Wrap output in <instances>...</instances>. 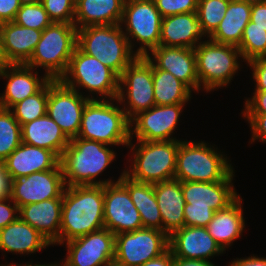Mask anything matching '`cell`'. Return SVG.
Segmentation results:
<instances>
[{"label": "cell", "instance_id": "obj_32", "mask_svg": "<svg viewBox=\"0 0 266 266\" xmlns=\"http://www.w3.org/2000/svg\"><path fill=\"white\" fill-rule=\"evenodd\" d=\"M250 17L251 4L230 0L224 18L208 38L216 43L238 47Z\"/></svg>", "mask_w": 266, "mask_h": 266}, {"label": "cell", "instance_id": "obj_48", "mask_svg": "<svg viewBox=\"0 0 266 266\" xmlns=\"http://www.w3.org/2000/svg\"><path fill=\"white\" fill-rule=\"evenodd\" d=\"M11 179L5 169V165L0 161V199L9 196Z\"/></svg>", "mask_w": 266, "mask_h": 266}, {"label": "cell", "instance_id": "obj_9", "mask_svg": "<svg viewBox=\"0 0 266 266\" xmlns=\"http://www.w3.org/2000/svg\"><path fill=\"white\" fill-rule=\"evenodd\" d=\"M200 90L210 92L228 86L240 69L238 47L209 40L201 41L194 49ZM202 84V85H201Z\"/></svg>", "mask_w": 266, "mask_h": 266}, {"label": "cell", "instance_id": "obj_29", "mask_svg": "<svg viewBox=\"0 0 266 266\" xmlns=\"http://www.w3.org/2000/svg\"><path fill=\"white\" fill-rule=\"evenodd\" d=\"M124 2L125 0H76L73 24L77 29L86 26L118 25L123 16Z\"/></svg>", "mask_w": 266, "mask_h": 266}, {"label": "cell", "instance_id": "obj_22", "mask_svg": "<svg viewBox=\"0 0 266 266\" xmlns=\"http://www.w3.org/2000/svg\"><path fill=\"white\" fill-rule=\"evenodd\" d=\"M3 163L11 180L34 172L62 169L60 158L53 151L26 143H21Z\"/></svg>", "mask_w": 266, "mask_h": 266}, {"label": "cell", "instance_id": "obj_15", "mask_svg": "<svg viewBox=\"0 0 266 266\" xmlns=\"http://www.w3.org/2000/svg\"><path fill=\"white\" fill-rule=\"evenodd\" d=\"M115 234L107 228L66 242L69 266H107L114 262Z\"/></svg>", "mask_w": 266, "mask_h": 266}, {"label": "cell", "instance_id": "obj_42", "mask_svg": "<svg viewBox=\"0 0 266 266\" xmlns=\"http://www.w3.org/2000/svg\"><path fill=\"white\" fill-rule=\"evenodd\" d=\"M18 215L19 207L9 196L0 199V229L15 221Z\"/></svg>", "mask_w": 266, "mask_h": 266}, {"label": "cell", "instance_id": "obj_51", "mask_svg": "<svg viewBox=\"0 0 266 266\" xmlns=\"http://www.w3.org/2000/svg\"><path fill=\"white\" fill-rule=\"evenodd\" d=\"M174 266H216L209 260H188L174 257Z\"/></svg>", "mask_w": 266, "mask_h": 266}, {"label": "cell", "instance_id": "obj_44", "mask_svg": "<svg viewBox=\"0 0 266 266\" xmlns=\"http://www.w3.org/2000/svg\"><path fill=\"white\" fill-rule=\"evenodd\" d=\"M253 71L255 91H266V57H260L247 62Z\"/></svg>", "mask_w": 266, "mask_h": 266}, {"label": "cell", "instance_id": "obj_40", "mask_svg": "<svg viewBox=\"0 0 266 266\" xmlns=\"http://www.w3.org/2000/svg\"><path fill=\"white\" fill-rule=\"evenodd\" d=\"M162 18L182 13L197 12L198 0H154Z\"/></svg>", "mask_w": 266, "mask_h": 266}, {"label": "cell", "instance_id": "obj_53", "mask_svg": "<svg viewBox=\"0 0 266 266\" xmlns=\"http://www.w3.org/2000/svg\"><path fill=\"white\" fill-rule=\"evenodd\" d=\"M0 266H4V265L2 264V265H0ZM5 266H48V264H47V265H46V264H35V265H32V263H29V264L27 263V264H25V265H24V264H22V265L20 264V265H19V264H17V263H15V264L12 263V264H7V265H5Z\"/></svg>", "mask_w": 266, "mask_h": 266}, {"label": "cell", "instance_id": "obj_38", "mask_svg": "<svg viewBox=\"0 0 266 266\" xmlns=\"http://www.w3.org/2000/svg\"><path fill=\"white\" fill-rule=\"evenodd\" d=\"M17 25L43 31L53 21L49 18L42 3L21 5L14 19Z\"/></svg>", "mask_w": 266, "mask_h": 266}, {"label": "cell", "instance_id": "obj_50", "mask_svg": "<svg viewBox=\"0 0 266 266\" xmlns=\"http://www.w3.org/2000/svg\"><path fill=\"white\" fill-rule=\"evenodd\" d=\"M229 266H266V258L249 256L247 258L234 259Z\"/></svg>", "mask_w": 266, "mask_h": 266}, {"label": "cell", "instance_id": "obj_23", "mask_svg": "<svg viewBox=\"0 0 266 266\" xmlns=\"http://www.w3.org/2000/svg\"><path fill=\"white\" fill-rule=\"evenodd\" d=\"M204 36L197 12L176 14L162 18L159 45L195 49Z\"/></svg>", "mask_w": 266, "mask_h": 266}, {"label": "cell", "instance_id": "obj_27", "mask_svg": "<svg viewBox=\"0 0 266 266\" xmlns=\"http://www.w3.org/2000/svg\"><path fill=\"white\" fill-rule=\"evenodd\" d=\"M22 143L53 151L59 158L62 156L70 139L59 125L47 113L21 126Z\"/></svg>", "mask_w": 266, "mask_h": 266}, {"label": "cell", "instance_id": "obj_2", "mask_svg": "<svg viewBox=\"0 0 266 266\" xmlns=\"http://www.w3.org/2000/svg\"><path fill=\"white\" fill-rule=\"evenodd\" d=\"M116 153L102 142L79 137L70 139L60 157V165L66 186L101 185L114 183L112 179L96 180V177L113 162Z\"/></svg>", "mask_w": 266, "mask_h": 266}, {"label": "cell", "instance_id": "obj_45", "mask_svg": "<svg viewBox=\"0 0 266 266\" xmlns=\"http://www.w3.org/2000/svg\"><path fill=\"white\" fill-rule=\"evenodd\" d=\"M242 114H266V91H255L251 99H246Z\"/></svg>", "mask_w": 266, "mask_h": 266}, {"label": "cell", "instance_id": "obj_20", "mask_svg": "<svg viewBox=\"0 0 266 266\" xmlns=\"http://www.w3.org/2000/svg\"><path fill=\"white\" fill-rule=\"evenodd\" d=\"M234 171L219 182H181L185 203L190 207H211L215 212L227 208L239 195L232 181Z\"/></svg>", "mask_w": 266, "mask_h": 266}, {"label": "cell", "instance_id": "obj_5", "mask_svg": "<svg viewBox=\"0 0 266 266\" xmlns=\"http://www.w3.org/2000/svg\"><path fill=\"white\" fill-rule=\"evenodd\" d=\"M207 144L204 141L180 142L174 179L180 182H219L233 172L227 156Z\"/></svg>", "mask_w": 266, "mask_h": 266}, {"label": "cell", "instance_id": "obj_18", "mask_svg": "<svg viewBox=\"0 0 266 266\" xmlns=\"http://www.w3.org/2000/svg\"><path fill=\"white\" fill-rule=\"evenodd\" d=\"M145 57L157 69L170 72L191 91L199 92L200 84L194 49L159 45Z\"/></svg>", "mask_w": 266, "mask_h": 266}, {"label": "cell", "instance_id": "obj_34", "mask_svg": "<svg viewBox=\"0 0 266 266\" xmlns=\"http://www.w3.org/2000/svg\"><path fill=\"white\" fill-rule=\"evenodd\" d=\"M49 81L36 93L13 105L9 110L22 126L46 114Z\"/></svg>", "mask_w": 266, "mask_h": 266}, {"label": "cell", "instance_id": "obj_14", "mask_svg": "<svg viewBox=\"0 0 266 266\" xmlns=\"http://www.w3.org/2000/svg\"><path fill=\"white\" fill-rule=\"evenodd\" d=\"M184 105H154L138 113L130 120V140L132 136L141 141L177 140L171 135L174 134Z\"/></svg>", "mask_w": 266, "mask_h": 266}, {"label": "cell", "instance_id": "obj_47", "mask_svg": "<svg viewBox=\"0 0 266 266\" xmlns=\"http://www.w3.org/2000/svg\"><path fill=\"white\" fill-rule=\"evenodd\" d=\"M252 26H258L266 29V2L251 4Z\"/></svg>", "mask_w": 266, "mask_h": 266}, {"label": "cell", "instance_id": "obj_21", "mask_svg": "<svg viewBox=\"0 0 266 266\" xmlns=\"http://www.w3.org/2000/svg\"><path fill=\"white\" fill-rule=\"evenodd\" d=\"M34 70L25 64H9L0 72L2 79L8 80L5 92L0 94L1 108L10 109L13 105L36 94L50 80L46 74L40 78L38 72Z\"/></svg>", "mask_w": 266, "mask_h": 266}, {"label": "cell", "instance_id": "obj_41", "mask_svg": "<svg viewBox=\"0 0 266 266\" xmlns=\"http://www.w3.org/2000/svg\"><path fill=\"white\" fill-rule=\"evenodd\" d=\"M214 210L211 207H190L185 203L184 207V226H197L206 228L212 220Z\"/></svg>", "mask_w": 266, "mask_h": 266}, {"label": "cell", "instance_id": "obj_36", "mask_svg": "<svg viewBox=\"0 0 266 266\" xmlns=\"http://www.w3.org/2000/svg\"><path fill=\"white\" fill-rule=\"evenodd\" d=\"M238 49L242 54L241 59L245 62L266 57V29L252 26V21H249L244 28Z\"/></svg>", "mask_w": 266, "mask_h": 266}, {"label": "cell", "instance_id": "obj_12", "mask_svg": "<svg viewBox=\"0 0 266 266\" xmlns=\"http://www.w3.org/2000/svg\"><path fill=\"white\" fill-rule=\"evenodd\" d=\"M169 249V236L158 229L141 228L115 235L114 263L141 266Z\"/></svg>", "mask_w": 266, "mask_h": 266}, {"label": "cell", "instance_id": "obj_30", "mask_svg": "<svg viewBox=\"0 0 266 266\" xmlns=\"http://www.w3.org/2000/svg\"><path fill=\"white\" fill-rule=\"evenodd\" d=\"M241 204L242 199L239 196L227 208L214 212L212 220L206 227L208 233L224 251L241 236L245 228Z\"/></svg>", "mask_w": 266, "mask_h": 266}, {"label": "cell", "instance_id": "obj_31", "mask_svg": "<svg viewBox=\"0 0 266 266\" xmlns=\"http://www.w3.org/2000/svg\"><path fill=\"white\" fill-rule=\"evenodd\" d=\"M118 181L128 190L130 198L140 214L143 228L162 231V218L154 193V184L133 181L124 174V171Z\"/></svg>", "mask_w": 266, "mask_h": 266}, {"label": "cell", "instance_id": "obj_33", "mask_svg": "<svg viewBox=\"0 0 266 266\" xmlns=\"http://www.w3.org/2000/svg\"><path fill=\"white\" fill-rule=\"evenodd\" d=\"M154 99L156 105L186 104L192 91L170 72L152 64Z\"/></svg>", "mask_w": 266, "mask_h": 266}, {"label": "cell", "instance_id": "obj_19", "mask_svg": "<svg viewBox=\"0 0 266 266\" xmlns=\"http://www.w3.org/2000/svg\"><path fill=\"white\" fill-rule=\"evenodd\" d=\"M169 249L173 257L188 260H210L225 252L207 228L184 226L169 236Z\"/></svg>", "mask_w": 266, "mask_h": 266}, {"label": "cell", "instance_id": "obj_11", "mask_svg": "<svg viewBox=\"0 0 266 266\" xmlns=\"http://www.w3.org/2000/svg\"><path fill=\"white\" fill-rule=\"evenodd\" d=\"M116 102L120 103V105L126 102L122 109L125 111L129 120L138 113L156 105L152 63L145 56H138L120 75L119 93Z\"/></svg>", "mask_w": 266, "mask_h": 266}, {"label": "cell", "instance_id": "obj_35", "mask_svg": "<svg viewBox=\"0 0 266 266\" xmlns=\"http://www.w3.org/2000/svg\"><path fill=\"white\" fill-rule=\"evenodd\" d=\"M21 143V125L9 109L0 107V161L3 162Z\"/></svg>", "mask_w": 266, "mask_h": 266}, {"label": "cell", "instance_id": "obj_46", "mask_svg": "<svg viewBox=\"0 0 266 266\" xmlns=\"http://www.w3.org/2000/svg\"><path fill=\"white\" fill-rule=\"evenodd\" d=\"M20 8L19 0H0V24L14 21Z\"/></svg>", "mask_w": 266, "mask_h": 266}, {"label": "cell", "instance_id": "obj_28", "mask_svg": "<svg viewBox=\"0 0 266 266\" xmlns=\"http://www.w3.org/2000/svg\"><path fill=\"white\" fill-rule=\"evenodd\" d=\"M50 245L43 235L20 217L0 229V250L5 252L30 254Z\"/></svg>", "mask_w": 266, "mask_h": 266}, {"label": "cell", "instance_id": "obj_3", "mask_svg": "<svg viewBox=\"0 0 266 266\" xmlns=\"http://www.w3.org/2000/svg\"><path fill=\"white\" fill-rule=\"evenodd\" d=\"M77 47L87 55L97 58L118 77L138 57L131 49L120 24L77 29Z\"/></svg>", "mask_w": 266, "mask_h": 266}, {"label": "cell", "instance_id": "obj_1", "mask_svg": "<svg viewBox=\"0 0 266 266\" xmlns=\"http://www.w3.org/2000/svg\"><path fill=\"white\" fill-rule=\"evenodd\" d=\"M104 228V186H66L59 245Z\"/></svg>", "mask_w": 266, "mask_h": 266}, {"label": "cell", "instance_id": "obj_10", "mask_svg": "<svg viewBox=\"0 0 266 266\" xmlns=\"http://www.w3.org/2000/svg\"><path fill=\"white\" fill-rule=\"evenodd\" d=\"M161 21L162 16L154 0H125L120 25L123 27L124 24V34L132 50V39L141 44L135 51L138 56H146L149 51L159 46Z\"/></svg>", "mask_w": 266, "mask_h": 266}, {"label": "cell", "instance_id": "obj_4", "mask_svg": "<svg viewBox=\"0 0 266 266\" xmlns=\"http://www.w3.org/2000/svg\"><path fill=\"white\" fill-rule=\"evenodd\" d=\"M116 99H90L82 112L79 138L102 142L107 145L130 143V120Z\"/></svg>", "mask_w": 266, "mask_h": 266}, {"label": "cell", "instance_id": "obj_13", "mask_svg": "<svg viewBox=\"0 0 266 266\" xmlns=\"http://www.w3.org/2000/svg\"><path fill=\"white\" fill-rule=\"evenodd\" d=\"M90 99H98V95L96 98L93 95L84 97L81 92L67 87L59 79H50L46 113L72 139L78 136L82 112Z\"/></svg>", "mask_w": 266, "mask_h": 266}, {"label": "cell", "instance_id": "obj_26", "mask_svg": "<svg viewBox=\"0 0 266 266\" xmlns=\"http://www.w3.org/2000/svg\"><path fill=\"white\" fill-rule=\"evenodd\" d=\"M154 193L162 218V231L170 236L184 227L185 198L176 179L154 183Z\"/></svg>", "mask_w": 266, "mask_h": 266}, {"label": "cell", "instance_id": "obj_8", "mask_svg": "<svg viewBox=\"0 0 266 266\" xmlns=\"http://www.w3.org/2000/svg\"><path fill=\"white\" fill-rule=\"evenodd\" d=\"M76 91L86 89L90 94H99L100 99H117L119 77L97 58L87 55L76 47L66 72L59 79ZM77 88V89H76Z\"/></svg>", "mask_w": 266, "mask_h": 266}, {"label": "cell", "instance_id": "obj_6", "mask_svg": "<svg viewBox=\"0 0 266 266\" xmlns=\"http://www.w3.org/2000/svg\"><path fill=\"white\" fill-rule=\"evenodd\" d=\"M182 140L141 141L138 145L128 144L134 155L131 169L124 174L139 183H157L172 180L175 177L179 144ZM134 151V152H133ZM134 160V161H133Z\"/></svg>", "mask_w": 266, "mask_h": 266}, {"label": "cell", "instance_id": "obj_52", "mask_svg": "<svg viewBox=\"0 0 266 266\" xmlns=\"http://www.w3.org/2000/svg\"><path fill=\"white\" fill-rule=\"evenodd\" d=\"M9 65L8 61L5 58L3 47H2V41H1V34H0V72Z\"/></svg>", "mask_w": 266, "mask_h": 266}, {"label": "cell", "instance_id": "obj_57", "mask_svg": "<svg viewBox=\"0 0 266 266\" xmlns=\"http://www.w3.org/2000/svg\"><path fill=\"white\" fill-rule=\"evenodd\" d=\"M107 266H119V265H117V264H115V263L113 262L112 264L107 265Z\"/></svg>", "mask_w": 266, "mask_h": 266}, {"label": "cell", "instance_id": "obj_16", "mask_svg": "<svg viewBox=\"0 0 266 266\" xmlns=\"http://www.w3.org/2000/svg\"><path fill=\"white\" fill-rule=\"evenodd\" d=\"M65 188L62 169H51L11 180L9 197L20 208L47 199L63 198Z\"/></svg>", "mask_w": 266, "mask_h": 266}, {"label": "cell", "instance_id": "obj_54", "mask_svg": "<svg viewBox=\"0 0 266 266\" xmlns=\"http://www.w3.org/2000/svg\"><path fill=\"white\" fill-rule=\"evenodd\" d=\"M21 5H27V4H36L40 3L42 0H19Z\"/></svg>", "mask_w": 266, "mask_h": 266}, {"label": "cell", "instance_id": "obj_55", "mask_svg": "<svg viewBox=\"0 0 266 266\" xmlns=\"http://www.w3.org/2000/svg\"><path fill=\"white\" fill-rule=\"evenodd\" d=\"M235 1L245 2V3H249V4L265 3L266 2V0H235Z\"/></svg>", "mask_w": 266, "mask_h": 266}, {"label": "cell", "instance_id": "obj_37", "mask_svg": "<svg viewBox=\"0 0 266 266\" xmlns=\"http://www.w3.org/2000/svg\"><path fill=\"white\" fill-rule=\"evenodd\" d=\"M230 0H198L197 15L207 38L225 16Z\"/></svg>", "mask_w": 266, "mask_h": 266}, {"label": "cell", "instance_id": "obj_56", "mask_svg": "<svg viewBox=\"0 0 266 266\" xmlns=\"http://www.w3.org/2000/svg\"><path fill=\"white\" fill-rule=\"evenodd\" d=\"M48 266H69V265L66 262H64L63 265L57 263V264H48Z\"/></svg>", "mask_w": 266, "mask_h": 266}, {"label": "cell", "instance_id": "obj_7", "mask_svg": "<svg viewBox=\"0 0 266 266\" xmlns=\"http://www.w3.org/2000/svg\"><path fill=\"white\" fill-rule=\"evenodd\" d=\"M76 47V26L53 22L42 31L41 39L25 65L35 69L43 67L50 79L58 80L66 72Z\"/></svg>", "mask_w": 266, "mask_h": 266}, {"label": "cell", "instance_id": "obj_24", "mask_svg": "<svg viewBox=\"0 0 266 266\" xmlns=\"http://www.w3.org/2000/svg\"><path fill=\"white\" fill-rule=\"evenodd\" d=\"M62 198L47 199L19 208V217L35 228L52 245L59 244Z\"/></svg>", "mask_w": 266, "mask_h": 266}, {"label": "cell", "instance_id": "obj_43", "mask_svg": "<svg viewBox=\"0 0 266 266\" xmlns=\"http://www.w3.org/2000/svg\"><path fill=\"white\" fill-rule=\"evenodd\" d=\"M246 117L252 130V139H259L262 143L266 142V114H243Z\"/></svg>", "mask_w": 266, "mask_h": 266}, {"label": "cell", "instance_id": "obj_39", "mask_svg": "<svg viewBox=\"0 0 266 266\" xmlns=\"http://www.w3.org/2000/svg\"><path fill=\"white\" fill-rule=\"evenodd\" d=\"M76 0H42L49 18L57 23H74Z\"/></svg>", "mask_w": 266, "mask_h": 266}, {"label": "cell", "instance_id": "obj_25", "mask_svg": "<svg viewBox=\"0 0 266 266\" xmlns=\"http://www.w3.org/2000/svg\"><path fill=\"white\" fill-rule=\"evenodd\" d=\"M3 52L9 64H25L41 39L42 31L17 25L14 21L0 24Z\"/></svg>", "mask_w": 266, "mask_h": 266}, {"label": "cell", "instance_id": "obj_49", "mask_svg": "<svg viewBox=\"0 0 266 266\" xmlns=\"http://www.w3.org/2000/svg\"><path fill=\"white\" fill-rule=\"evenodd\" d=\"M141 266H174V257L170 249L157 258L151 259Z\"/></svg>", "mask_w": 266, "mask_h": 266}, {"label": "cell", "instance_id": "obj_17", "mask_svg": "<svg viewBox=\"0 0 266 266\" xmlns=\"http://www.w3.org/2000/svg\"><path fill=\"white\" fill-rule=\"evenodd\" d=\"M104 228L115 235L143 228L128 190L118 180L104 186Z\"/></svg>", "mask_w": 266, "mask_h": 266}]
</instances>
